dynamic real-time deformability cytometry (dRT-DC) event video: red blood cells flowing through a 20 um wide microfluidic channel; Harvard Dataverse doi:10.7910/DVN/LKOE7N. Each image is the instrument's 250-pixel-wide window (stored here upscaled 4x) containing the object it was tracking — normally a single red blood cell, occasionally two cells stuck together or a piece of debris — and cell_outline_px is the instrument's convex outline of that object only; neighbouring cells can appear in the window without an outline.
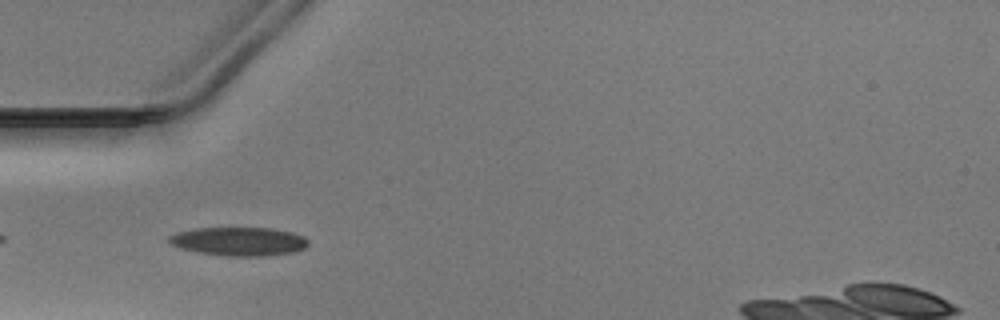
{"species": "Egyptian fruit bat (a non-hibernating species)", "species_latin": "Rousettus aegyptiacus", "temperature_condition": "warm", "stored_images_in_passage": 29, "camera_frame_rate_fps": 3000, "um_per_image_px": 0.085, "animal": {"sex": "male"}, "frame": {"image": 1, "passage_image": 2, "time_ms": 0.333, "image_size_px": [1000, 320], "cell_outline_px": [[308, 244], [304, 248], [292, 252], [264, 256], [224, 256], [196, 252], [180, 248], [168, 244], [168, 236], [176, 232], [196, 228], [276, 228], [292, 232], [304, 236], [308, 240]], "centroid_in_image_um": [20.27, 20.52], "position_along_channel_um": 64.7, "area_um2": 23.47}}
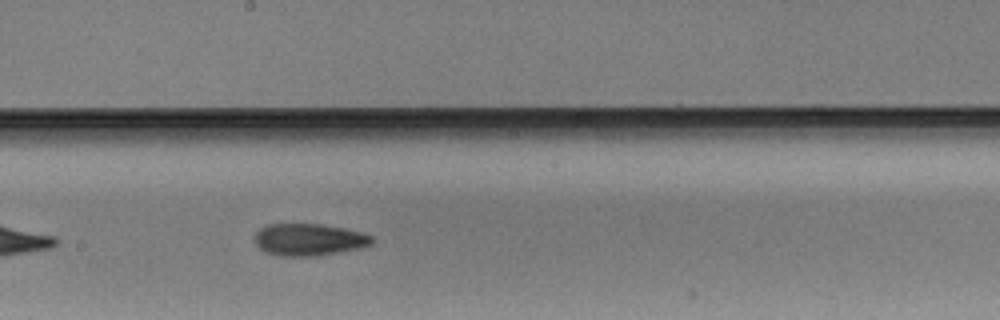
{"frame": {"image": 2, "passage_image": 14, "time_ms": 4.333, "image_size_px": [1000, 320], "cell_outline_px": [[372, 244], [360, 248], [316, 256], [280, 256], [268, 252], [260, 248], [252, 240], [256, 232], [260, 228], [268, 224], [320, 224], [344, 228], [364, 232], [372, 236]], "centroid_in_image_um": [26.25, 20.36], "position_along_channel_um": 221.9, "area_um2": 21.96}}
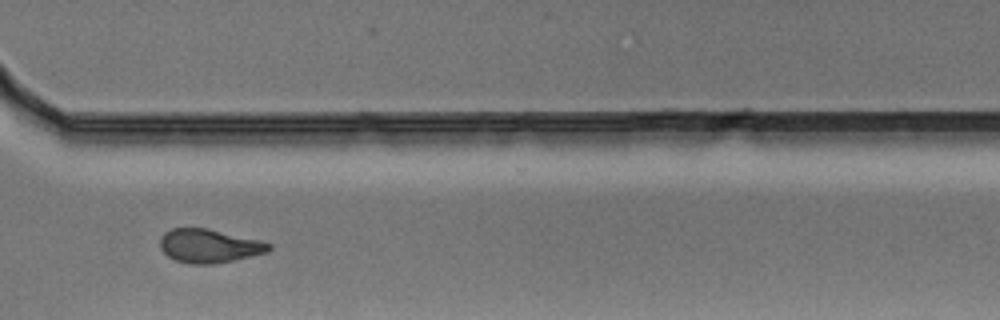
{"frame": {"image": 3, "passage_image": 24, "time_ms": 7.667, "image_size_px": [1000, 320], "cell_outline_px": [[272, 248], [268, 252], [232, 260], [212, 264], [192, 264], [176, 260], [168, 256], [160, 248], [160, 236], [164, 232], [172, 228], [208, 228], [260, 240], [272, 244]], "centroid_in_image_um": [17.77, 20.89], "position_along_channel_um": 352.8, "area_um2": 21.33}}